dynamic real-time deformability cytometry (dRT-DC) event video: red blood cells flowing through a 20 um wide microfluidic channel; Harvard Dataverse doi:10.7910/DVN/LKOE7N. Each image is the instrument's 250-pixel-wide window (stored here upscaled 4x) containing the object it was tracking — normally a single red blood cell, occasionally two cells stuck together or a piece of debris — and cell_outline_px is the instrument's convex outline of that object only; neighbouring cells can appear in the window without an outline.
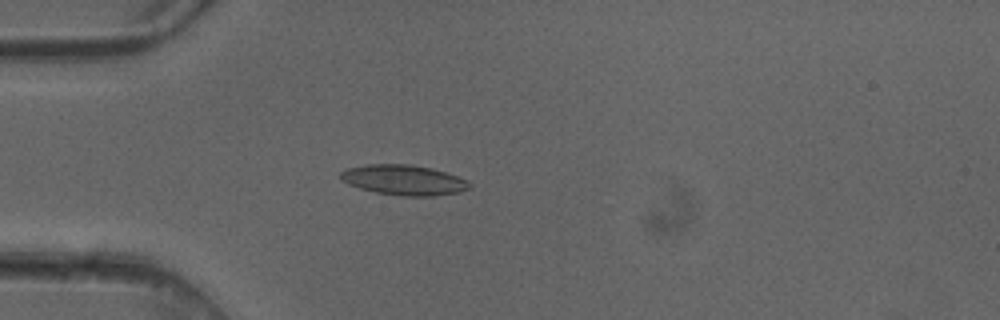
{"species": "common noctule bat (a hibernating species)", "species_latin": "Nyctalus noctula", "temperature_condition": "cold", "stored_images_in_passage": 4, "camera_frame_rate_fps": 3000, "um_per_image_px": 0.085, "animal": {"sex": "female"}, "frame": {"image": 1, "passage_image": 4, "time_ms": 1.0, "image_size_px": [1000, 320], "cell_outline_px": [[472, 188], [460, 192], [436, 196], [400, 196], [376, 192], [360, 188], [348, 184], [340, 180], [340, 172], [344, 168], [368, 164], [408, 164], [432, 168], [448, 172], [468, 180], [472, 184]], "centroid_in_image_um": [34.35, 15.3], "position_along_channel_um": 50.6, "area_um2": 23.12}}